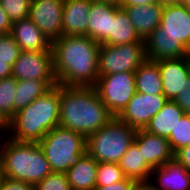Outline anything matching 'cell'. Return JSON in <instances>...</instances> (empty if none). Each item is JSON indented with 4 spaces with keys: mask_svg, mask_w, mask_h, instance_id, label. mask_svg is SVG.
<instances>
[{
    "mask_svg": "<svg viewBox=\"0 0 190 190\" xmlns=\"http://www.w3.org/2000/svg\"><path fill=\"white\" fill-rule=\"evenodd\" d=\"M186 0H160L162 5L184 4Z\"/></svg>",
    "mask_w": 190,
    "mask_h": 190,
    "instance_id": "cell-41",
    "label": "cell"
},
{
    "mask_svg": "<svg viewBox=\"0 0 190 190\" xmlns=\"http://www.w3.org/2000/svg\"><path fill=\"white\" fill-rule=\"evenodd\" d=\"M141 152L145 162L152 168H158L174 158L169 141L166 137L137 130L134 142Z\"/></svg>",
    "mask_w": 190,
    "mask_h": 190,
    "instance_id": "cell-14",
    "label": "cell"
},
{
    "mask_svg": "<svg viewBox=\"0 0 190 190\" xmlns=\"http://www.w3.org/2000/svg\"><path fill=\"white\" fill-rule=\"evenodd\" d=\"M113 117L95 87L60 85V127L78 132L87 138Z\"/></svg>",
    "mask_w": 190,
    "mask_h": 190,
    "instance_id": "cell-2",
    "label": "cell"
},
{
    "mask_svg": "<svg viewBox=\"0 0 190 190\" xmlns=\"http://www.w3.org/2000/svg\"><path fill=\"white\" fill-rule=\"evenodd\" d=\"M163 8L161 3L123 7L143 40L160 26Z\"/></svg>",
    "mask_w": 190,
    "mask_h": 190,
    "instance_id": "cell-19",
    "label": "cell"
},
{
    "mask_svg": "<svg viewBox=\"0 0 190 190\" xmlns=\"http://www.w3.org/2000/svg\"><path fill=\"white\" fill-rule=\"evenodd\" d=\"M64 0H31L29 18L52 43L62 36Z\"/></svg>",
    "mask_w": 190,
    "mask_h": 190,
    "instance_id": "cell-11",
    "label": "cell"
},
{
    "mask_svg": "<svg viewBox=\"0 0 190 190\" xmlns=\"http://www.w3.org/2000/svg\"><path fill=\"white\" fill-rule=\"evenodd\" d=\"M91 1H103V2H111L113 4H118L120 0H91Z\"/></svg>",
    "mask_w": 190,
    "mask_h": 190,
    "instance_id": "cell-45",
    "label": "cell"
},
{
    "mask_svg": "<svg viewBox=\"0 0 190 190\" xmlns=\"http://www.w3.org/2000/svg\"><path fill=\"white\" fill-rule=\"evenodd\" d=\"M0 130H3V131H9V126H0ZM1 134V133H0ZM2 135H0V137H1ZM9 139V137H7V139L4 141L3 140V144L1 145L0 144V157H1V155H2V152H3V150L5 149V145H6V143H7V140ZM1 141V140H0ZM1 143V142H0Z\"/></svg>",
    "mask_w": 190,
    "mask_h": 190,
    "instance_id": "cell-42",
    "label": "cell"
},
{
    "mask_svg": "<svg viewBox=\"0 0 190 190\" xmlns=\"http://www.w3.org/2000/svg\"><path fill=\"white\" fill-rule=\"evenodd\" d=\"M11 34L21 51L52 50V43L29 17L12 22Z\"/></svg>",
    "mask_w": 190,
    "mask_h": 190,
    "instance_id": "cell-16",
    "label": "cell"
},
{
    "mask_svg": "<svg viewBox=\"0 0 190 190\" xmlns=\"http://www.w3.org/2000/svg\"><path fill=\"white\" fill-rule=\"evenodd\" d=\"M160 3V0H120V8Z\"/></svg>",
    "mask_w": 190,
    "mask_h": 190,
    "instance_id": "cell-38",
    "label": "cell"
},
{
    "mask_svg": "<svg viewBox=\"0 0 190 190\" xmlns=\"http://www.w3.org/2000/svg\"><path fill=\"white\" fill-rule=\"evenodd\" d=\"M125 178L118 163L98 162L96 186H109Z\"/></svg>",
    "mask_w": 190,
    "mask_h": 190,
    "instance_id": "cell-28",
    "label": "cell"
},
{
    "mask_svg": "<svg viewBox=\"0 0 190 190\" xmlns=\"http://www.w3.org/2000/svg\"><path fill=\"white\" fill-rule=\"evenodd\" d=\"M4 177L35 186L52 171L38 143L7 140L1 155Z\"/></svg>",
    "mask_w": 190,
    "mask_h": 190,
    "instance_id": "cell-4",
    "label": "cell"
},
{
    "mask_svg": "<svg viewBox=\"0 0 190 190\" xmlns=\"http://www.w3.org/2000/svg\"><path fill=\"white\" fill-rule=\"evenodd\" d=\"M126 178L135 182L151 181L153 169L145 162L139 148L132 143L118 162Z\"/></svg>",
    "mask_w": 190,
    "mask_h": 190,
    "instance_id": "cell-24",
    "label": "cell"
},
{
    "mask_svg": "<svg viewBox=\"0 0 190 190\" xmlns=\"http://www.w3.org/2000/svg\"><path fill=\"white\" fill-rule=\"evenodd\" d=\"M51 87L43 80H17L14 109L19 111L31 104Z\"/></svg>",
    "mask_w": 190,
    "mask_h": 190,
    "instance_id": "cell-26",
    "label": "cell"
},
{
    "mask_svg": "<svg viewBox=\"0 0 190 190\" xmlns=\"http://www.w3.org/2000/svg\"><path fill=\"white\" fill-rule=\"evenodd\" d=\"M174 158L190 171V144L174 153Z\"/></svg>",
    "mask_w": 190,
    "mask_h": 190,
    "instance_id": "cell-36",
    "label": "cell"
},
{
    "mask_svg": "<svg viewBox=\"0 0 190 190\" xmlns=\"http://www.w3.org/2000/svg\"><path fill=\"white\" fill-rule=\"evenodd\" d=\"M130 43H144V40L132 25L126 11L115 4V19H112L111 35L102 44L118 46Z\"/></svg>",
    "mask_w": 190,
    "mask_h": 190,
    "instance_id": "cell-23",
    "label": "cell"
},
{
    "mask_svg": "<svg viewBox=\"0 0 190 190\" xmlns=\"http://www.w3.org/2000/svg\"><path fill=\"white\" fill-rule=\"evenodd\" d=\"M167 101L164 95H148L137 92L124 110L117 116L135 130L144 129Z\"/></svg>",
    "mask_w": 190,
    "mask_h": 190,
    "instance_id": "cell-10",
    "label": "cell"
},
{
    "mask_svg": "<svg viewBox=\"0 0 190 190\" xmlns=\"http://www.w3.org/2000/svg\"><path fill=\"white\" fill-rule=\"evenodd\" d=\"M51 171L66 173L86 152L87 138L75 131L54 127L39 142Z\"/></svg>",
    "mask_w": 190,
    "mask_h": 190,
    "instance_id": "cell-5",
    "label": "cell"
},
{
    "mask_svg": "<svg viewBox=\"0 0 190 190\" xmlns=\"http://www.w3.org/2000/svg\"><path fill=\"white\" fill-rule=\"evenodd\" d=\"M60 122V85L16 112L9 120V135L17 142L38 143ZM12 131V132H11ZM12 133V134H11Z\"/></svg>",
    "mask_w": 190,
    "mask_h": 190,
    "instance_id": "cell-3",
    "label": "cell"
},
{
    "mask_svg": "<svg viewBox=\"0 0 190 190\" xmlns=\"http://www.w3.org/2000/svg\"><path fill=\"white\" fill-rule=\"evenodd\" d=\"M185 112L174 100H167L162 109L150 119L145 131L168 138Z\"/></svg>",
    "mask_w": 190,
    "mask_h": 190,
    "instance_id": "cell-22",
    "label": "cell"
},
{
    "mask_svg": "<svg viewBox=\"0 0 190 190\" xmlns=\"http://www.w3.org/2000/svg\"><path fill=\"white\" fill-rule=\"evenodd\" d=\"M145 43L103 45L99 47V75L135 72L146 60Z\"/></svg>",
    "mask_w": 190,
    "mask_h": 190,
    "instance_id": "cell-7",
    "label": "cell"
},
{
    "mask_svg": "<svg viewBox=\"0 0 190 190\" xmlns=\"http://www.w3.org/2000/svg\"><path fill=\"white\" fill-rule=\"evenodd\" d=\"M151 175L156 176L157 190H190V171L175 158L153 169Z\"/></svg>",
    "mask_w": 190,
    "mask_h": 190,
    "instance_id": "cell-17",
    "label": "cell"
},
{
    "mask_svg": "<svg viewBox=\"0 0 190 190\" xmlns=\"http://www.w3.org/2000/svg\"><path fill=\"white\" fill-rule=\"evenodd\" d=\"M136 182L129 178H125L120 182H115L109 186H96L93 190H133Z\"/></svg>",
    "mask_w": 190,
    "mask_h": 190,
    "instance_id": "cell-35",
    "label": "cell"
},
{
    "mask_svg": "<svg viewBox=\"0 0 190 190\" xmlns=\"http://www.w3.org/2000/svg\"><path fill=\"white\" fill-rule=\"evenodd\" d=\"M91 0H64L62 36H88Z\"/></svg>",
    "mask_w": 190,
    "mask_h": 190,
    "instance_id": "cell-15",
    "label": "cell"
},
{
    "mask_svg": "<svg viewBox=\"0 0 190 190\" xmlns=\"http://www.w3.org/2000/svg\"><path fill=\"white\" fill-rule=\"evenodd\" d=\"M95 89L108 111L117 117L136 93L135 72L99 75Z\"/></svg>",
    "mask_w": 190,
    "mask_h": 190,
    "instance_id": "cell-8",
    "label": "cell"
},
{
    "mask_svg": "<svg viewBox=\"0 0 190 190\" xmlns=\"http://www.w3.org/2000/svg\"><path fill=\"white\" fill-rule=\"evenodd\" d=\"M158 67L163 83V95L167 100H174L190 75V59L188 56L161 59L158 60Z\"/></svg>",
    "mask_w": 190,
    "mask_h": 190,
    "instance_id": "cell-13",
    "label": "cell"
},
{
    "mask_svg": "<svg viewBox=\"0 0 190 190\" xmlns=\"http://www.w3.org/2000/svg\"><path fill=\"white\" fill-rule=\"evenodd\" d=\"M0 190H34V186L23 181L3 177Z\"/></svg>",
    "mask_w": 190,
    "mask_h": 190,
    "instance_id": "cell-34",
    "label": "cell"
},
{
    "mask_svg": "<svg viewBox=\"0 0 190 190\" xmlns=\"http://www.w3.org/2000/svg\"><path fill=\"white\" fill-rule=\"evenodd\" d=\"M136 132L114 116L104 127L87 137L86 152L97 162L118 163L134 142Z\"/></svg>",
    "mask_w": 190,
    "mask_h": 190,
    "instance_id": "cell-6",
    "label": "cell"
},
{
    "mask_svg": "<svg viewBox=\"0 0 190 190\" xmlns=\"http://www.w3.org/2000/svg\"><path fill=\"white\" fill-rule=\"evenodd\" d=\"M4 177V174H3V165H2V161H1V157H0V184H1V181Z\"/></svg>",
    "mask_w": 190,
    "mask_h": 190,
    "instance_id": "cell-44",
    "label": "cell"
},
{
    "mask_svg": "<svg viewBox=\"0 0 190 190\" xmlns=\"http://www.w3.org/2000/svg\"><path fill=\"white\" fill-rule=\"evenodd\" d=\"M173 153L190 144V114H185L167 138Z\"/></svg>",
    "mask_w": 190,
    "mask_h": 190,
    "instance_id": "cell-29",
    "label": "cell"
},
{
    "mask_svg": "<svg viewBox=\"0 0 190 190\" xmlns=\"http://www.w3.org/2000/svg\"><path fill=\"white\" fill-rule=\"evenodd\" d=\"M150 35H171L186 47L190 39V10L184 4L165 5L160 26Z\"/></svg>",
    "mask_w": 190,
    "mask_h": 190,
    "instance_id": "cell-12",
    "label": "cell"
},
{
    "mask_svg": "<svg viewBox=\"0 0 190 190\" xmlns=\"http://www.w3.org/2000/svg\"><path fill=\"white\" fill-rule=\"evenodd\" d=\"M133 190H157L156 187L153 185V181L151 180L148 182H136Z\"/></svg>",
    "mask_w": 190,
    "mask_h": 190,
    "instance_id": "cell-40",
    "label": "cell"
},
{
    "mask_svg": "<svg viewBox=\"0 0 190 190\" xmlns=\"http://www.w3.org/2000/svg\"><path fill=\"white\" fill-rule=\"evenodd\" d=\"M174 101L185 112L190 114V75L184 82L181 92L177 95Z\"/></svg>",
    "mask_w": 190,
    "mask_h": 190,
    "instance_id": "cell-33",
    "label": "cell"
},
{
    "mask_svg": "<svg viewBox=\"0 0 190 190\" xmlns=\"http://www.w3.org/2000/svg\"><path fill=\"white\" fill-rule=\"evenodd\" d=\"M100 44L88 36L65 35L52 42L54 73L58 85L95 87Z\"/></svg>",
    "mask_w": 190,
    "mask_h": 190,
    "instance_id": "cell-1",
    "label": "cell"
},
{
    "mask_svg": "<svg viewBox=\"0 0 190 190\" xmlns=\"http://www.w3.org/2000/svg\"><path fill=\"white\" fill-rule=\"evenodd\" d=\"M0 3L12 22L29 17L31 0H0Z\"/></svg>",
    "mask_w": 190,
    "mask_h": 190,
    "instance_id": "cell-30",
    "label": "cell"
},
{
    "mask_svg": "<svg viewBox=\"0 0 190 190\" xmlns=\"http://www.w3.org/2000/svg\"><path fill=\"white\" fill-rule=\"evenodd\" d=\"M21 49L16 43L11 33L0 34V59L8 60V64L13 63L18 59Z\"/></svg>",
    "mask_w": 190,
    "mask_h": 190,
    "instance_id": "cell-31",
    "label": "cell"
},
{
    "mask_svg": "<svg viewBox=\"0 0 190 190\" xmlns=\"http://www.w3.org/2000/svg\"><path fill=\"white\" fill-rule=\"evenodd\" d=\"M0 126H9V121L0 112Z\"/></svg>",
    "mask_w": 190,
    "mask_h": 190,
    "instance_id": "cell-43",
    "label": "cell"
},
{
    "mask_svg": "<svg viewBox=\"0 0 190 190\" xmlns=\"http://www.w3.org/2000/svg\"><path fill=\"white\" fill-rule=\"evenodd\" d=\"M144 43L146 58L153 61L186 56V47L171 35H149Z\"/></svg>",
    "mask_w": 190,
    "mask_h": 190,
    "instance_id": "cell-20",
    "label": "cell"
},
{
    "mask_svg": "<svg viewBox=\"0 0 190 190\" xmlns=\"http://www.w3.org/2000/svg\"><path fill=\"white\" fill-rule=\"evenodd\" d=\"M12 21L9 19L7 13L4 11L0 3V34L11 33Z\"/></svg>",
    "mask_w": 190,
    "mask_h": 190,
    "instance_id": "cell-37",
    "label": "cell"
},
{
    "mask_svg": "<svg viewBox=\"0 0 190 190\" xmlns=\"http://www.w3.org/2000/svg\"><path fill=\"white\" fill-rule=\"evenodd\" d=\"M186 56L190 57V39H189V42L186 46Z\"/></svg>",
    "mask_w": 190,
    "mask_h": 190,
    "instance_id": "cell-46",
    "label": "cell"
},
{
    "mask_svg": "<svg viewBox=\"0 0 190 190\" xmlns=\"http://www.w3.org/2000/svg\"><path fill=\"white\" fill-rule=\"evenodd\" d=\"M98 162L85 152L79 161L66 171L71 190H93L96 187Z\"/></svg>",
    "mask_w": 190,
    "mask_h": 190,
    "instance_id": "cell-21",
    "label": "cell"
},
{
    "mask_svg": "<svg viewBox=\"0 0 190 190\" xmlns=\"http://www.w3.org/2000/svg\"><path fill=\"white\" fill-rule=\"evenodd\" d=\"M17 80L9 77L0 80V112L9 121L15 114L14 99Z\"/></svg>",
    "mask_w": 190,
    "mask_h": 190,
    "instance_id": "cell-27",
    "label": "cell"
},
{
    "mask_svg": "<svg viewBox=\"0 0 190 190\" xmlns=\"http://www.w3.org/2000/svg\"><path fill=\"white\" fill-rule=\"evenodd\" d=\"M112 19H115V4L92 1L88 37L101 45L111 35Z\"/></svg>",
    "mask_w": 190,
    "mask_h": 190,
    "instance_id": "cell-18",
    "label": "cell"
},
{
    "mask_svg": "<svg viewBox=\"0 0 190 190\" xmlns=\"http://www.w3.org/2000/svg\"><path fill=\"white\" fill-rule=\"evenodd\" d=\"M34 190H71L66 173L51 172L34 186Z\"/></svg>",
    "mask_w": 190,
    "mask_h": 190,
    "instance_id": "cell-32",
    "label": "cell"
},
{
    "mask_svg": "<svg viewBox=\"0 0 190 190\" xmlns=\"http://www.w3.org/2000/svg\"><path fill=\"white\" fill-rule=\"evenodd\" d=\"M12 77V65L8 64V60L0 59V80Z\"/></svg>",
    "mask_w": 190,
    "mask_h": 190,
    "instance_id": "cell-39",
    "label": "cell"
},
{
    "mask_svg": "<svg viewBox=\"0 0 190 190\" xmlns=\"http://www.w3.org/2000/svg\"><path fill=\"white\" fill-rule=\"evenodd\" d=\"M184 5L190 10V0H186Z\"/></svg>",
    "mask_w": 190,
    "mask_h": 190,
    "instance_id": "cell-47",
    "label": "cell"
},
{
    "mask_svg": "<svg viewBox=\"0 0 190 190\" xmlns=\"http://www.w3.org/2000/svg\"><path fill=\"white\" fill-rule=\"evenodd\" d=\"M136 91L150 95H163V83L158 61L146 59L135 71Z\"/></svg>",
    "mask_w": 190,
    "mask_h": 190,
    "instance_id": "cell-25",
    "label": "cell"
},
{
    "mask_svg": "<svg viewBox=\"0 0 190 190\" xmlns=\"http://www.w3.org/2000/svg\"><path fill=\"white\" fill-rule=\"evenodd\" d=\"M12 77L16 80H43L51 88L58 85L52 50L21 51L12 65Z\"/></svg>",
    "mask_w": 190,
    "mask_h": 190,
    "instance_id": "cell-9",
    "label": "cell"
}]
</instances>
